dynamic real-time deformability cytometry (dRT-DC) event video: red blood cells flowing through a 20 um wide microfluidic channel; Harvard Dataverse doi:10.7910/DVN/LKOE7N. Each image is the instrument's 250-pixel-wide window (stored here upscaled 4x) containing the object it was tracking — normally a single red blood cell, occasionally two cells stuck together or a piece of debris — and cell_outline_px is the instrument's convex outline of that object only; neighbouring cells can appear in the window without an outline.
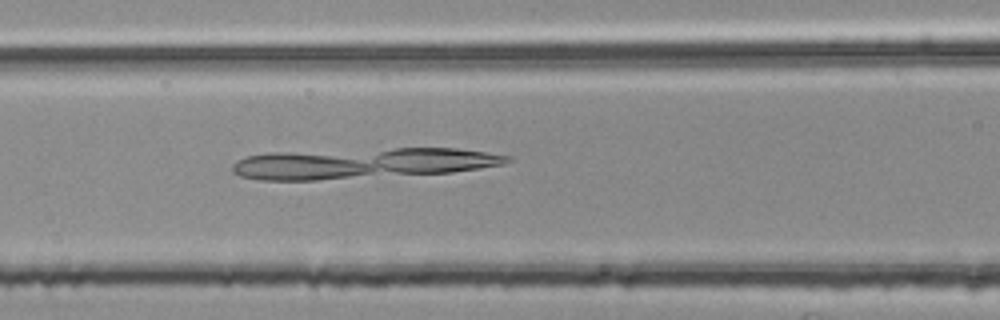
{"species": "common noctule bat (a hibernating species)", "species_latin": "Nyctalus noctula", "temperature_condition": "room temperature", "stored_images_in_passage": 39, "camera_frame_rate_fps": 3000, "um_per_image_px": 0.085, "animal": {"sex": "female", "body_mass_g": 25.1}, "frame": {"image": 1, "passage_image": 8, "time_ms": 2.333, "image_size_px": [1000, 320], "cell_outline_px": [[512, 160], [504, 164], [480, 168], [452, 172], [316, 180], [260, 180], [240, 176], [232, 172], [232, 164], [248, 156], [272, 152], [392, 148], [456, 148], [512, 156]], "centroid_in_image_um": [30.8, 13.87], "position_along_channel_um": 135.8, "area_um2": 48.9}}
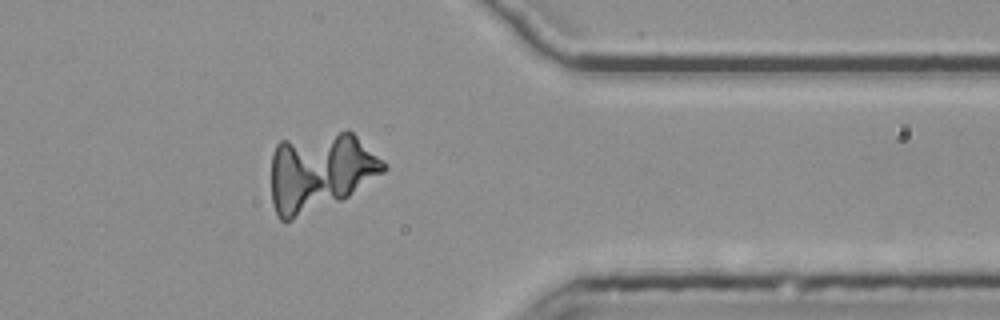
{"frame": {"image": 2, "passage_image": 29, "time_ms": 9.333, "image_size_px": [1000, 320], "cell_outline_px": [[388, 168], [384, 172], [348, 196], [340, 200], [284, 224], [276, 216], [272, 204], [272, 152], [276, 144], [280, 140], [348, 128], [388, 164]], "centroid_in_image_um": [27.2, 14.58], "position_along_channel_um": 384.2, "area_um2": 52.37}}
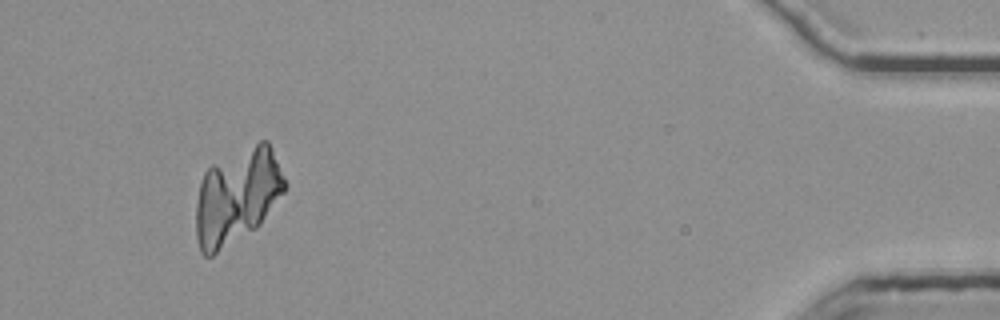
{"frame": {"image": 3, "passage_image": 36, "time_ms": 11.667, "image_size_px": [1000, 320], "cell_outline_px": [[288, 184], [284, 192], [260, 224], [256, 228], [212, 256], [204, 256], [200, 252], [196, 236], [196, 204], [200, 180], [204, 172], [212, 164], [260, 140], [268, 140]], "centroid_in_image_um": [20.15, 16.67], "position_along_channel_um": 415.0, "area_um2": 49.59}}